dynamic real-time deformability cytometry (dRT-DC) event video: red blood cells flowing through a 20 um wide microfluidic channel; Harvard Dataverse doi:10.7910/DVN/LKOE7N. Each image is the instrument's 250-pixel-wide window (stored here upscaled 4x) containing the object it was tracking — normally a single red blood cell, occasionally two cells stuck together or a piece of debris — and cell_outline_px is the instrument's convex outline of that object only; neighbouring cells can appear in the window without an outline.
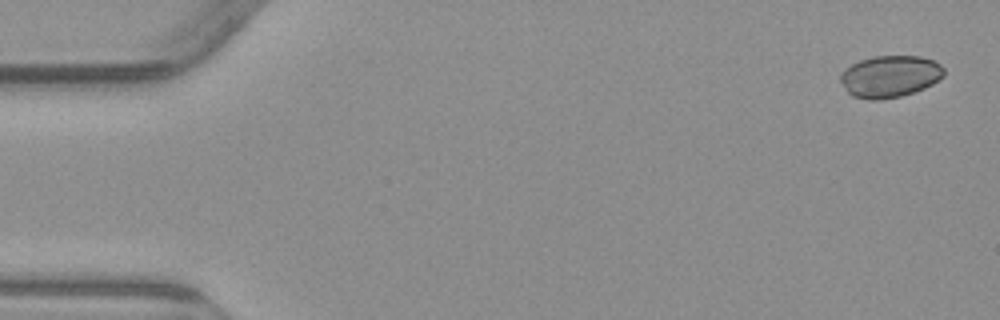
{"species": "common noctule bat (a hibernating species)", "species_latin": "Nyctalus noctula", "temperature_condition": "warm", "stored_images_in_passage": 5, "camera_frame_rate_fps": 3000, "um_per_image_px": 0.085, "animal": {"sex": "male", "body_mass_g": 23.1, "forearm_length_mm": 52.7}, "frame": {"image": 1, "passage_image": 1, "time_ms": 0.0, "image_size_px": [1000, 320], "cell_outline_px": [[944, 76], [932, 84], [924, 88], [900, 96], [880, 100], [868, 100], [852, 96], [848, 92], [840, 80], [840, 76], [844, 68], [860, 60], [872, 56], [920, 56], [932, 60], [940, 64], [944, 68]], "centroid_in_image_um": [75.63, 6.49], "position_along_channel_um": 9.4, "area_um2": 25.26}}
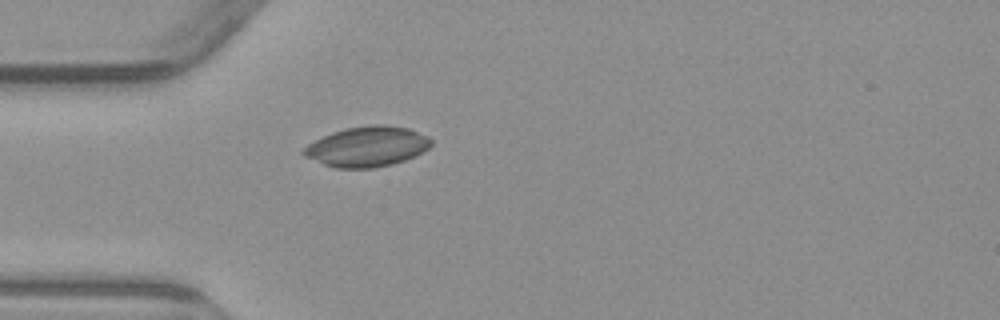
{"frame": {"image": 2, "passage_image": 5, "time_ms": 4.667, "image_size_px": [1000, 320], "cell_outline_px": [[432, 144], [428, 148], [404, 160], [392, 164], [372, 168], [336, 168], [324, 164], [304, 156], [300, 152], [308, 144], [332, 132], [344, 128], [372, 124], [384, 124], [408, 128], [428, 136], [432, 140]], "centroid_in_image_um": [31.19, 12.45], "position_along_channel_um": 53.8, "area_um2": 29.71}}